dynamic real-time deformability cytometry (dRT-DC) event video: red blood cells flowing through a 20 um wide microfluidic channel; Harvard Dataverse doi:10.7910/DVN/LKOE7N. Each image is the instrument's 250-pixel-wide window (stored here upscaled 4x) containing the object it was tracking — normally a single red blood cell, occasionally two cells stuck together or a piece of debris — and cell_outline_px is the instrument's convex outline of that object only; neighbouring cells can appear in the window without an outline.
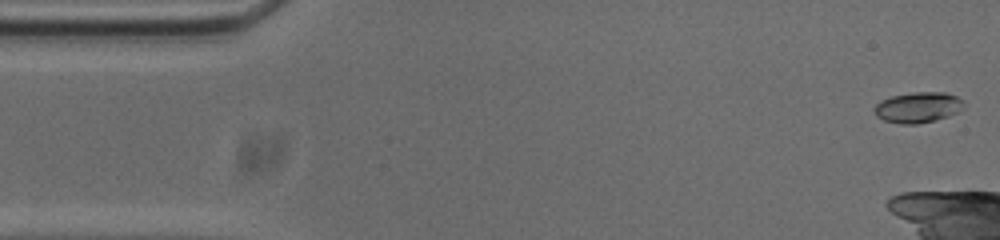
{"species": "common noctule bat (a hibernating species)", "species_latin": "Nyctalus noctula", "temperature_condition": "cold", "stored_images_in_passage": 9, "camera_frame_rate_fps": 3000, "um_per_image_px": 0.085, "animal": {"sex": "male", "body_mass_g": 20.0, "forearm_length_mm": 53.3}, "frame": {"image": 1, "passage_image": 1, "time_ms": 0.0, "image_size_px": [1000, 240], "cell_outline_px": [[964, 104], [956, 112], [948, 116], [936, 120], [916, 124], [900, 124], [884, 120], [876, 116], [872, 108], [880, 100], [892, 96], [912, 92], [944, 92], [956, 96], [964, 100]], "centroid_in_image_um": [77.99, 9.12], "position_along_channel_um": 7.0, "area_um2": 16.01}}